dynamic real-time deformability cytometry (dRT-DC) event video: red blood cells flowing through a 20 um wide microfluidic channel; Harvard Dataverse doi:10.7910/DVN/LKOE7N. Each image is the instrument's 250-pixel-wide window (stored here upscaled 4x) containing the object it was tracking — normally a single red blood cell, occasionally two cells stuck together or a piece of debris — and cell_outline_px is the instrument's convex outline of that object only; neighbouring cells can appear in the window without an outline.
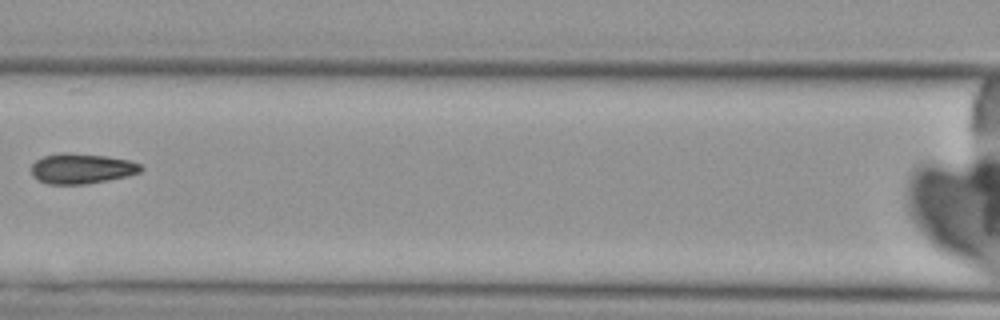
{"species": "Egyptian fruit bat (a non-hibernating species)", "species_latin": "Rousettus aegyptiacus", "temperature_condition": "cold", "stored_images_in_passage": 8, "camera_frame_rate_fps": 3000, "um_per_image_px": 0.085, "animal": {"sex": "female"}, "frame": {"image": 1, "passage_image": 7, "time_ms": 8.0, "image_size_px": [1000, 320], "cell_outline_px": [[144, 168], [140, 172], [108, 180], [88, 184], [48, 184], [36, 180], [32, 176], [32, 164], [36, 160], [44, 156], [60, 152], [68, 152], [108, 156], [128, 160], [140, 164]], "centroid_in_image_um": [6.91, 14.32], "position_along_channel_um": 159.7, "area_um2": 19.42}}
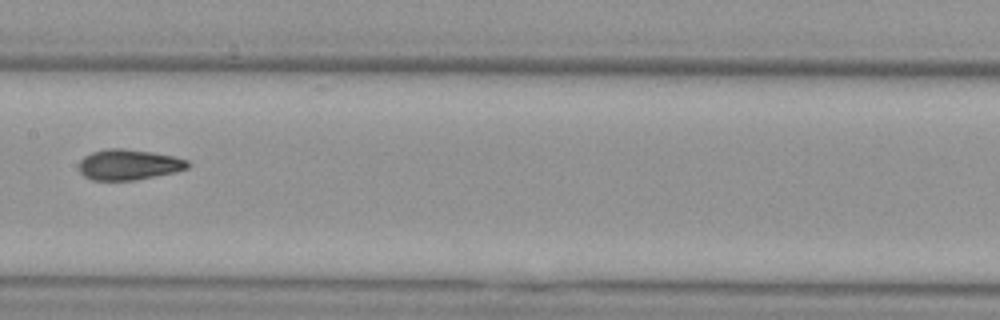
{"frame": {"image": 2, "passage_image": 8, "time_ms": 9.0, "image_size_px": [1000, 320], "cell_outline_px": [[188, 168], [176, 172], [132, 180], [92, 180], [84, 176], [80, 172], [80, 160], [84, 156], [92, 152], [108, 148], [124, 148], [152, 152], [172, 156], [188, 160]], "centroid_in_image_um": [10.93, 13.99], "position_along_channel_um": 196.5, "area_um2": 19.25}}